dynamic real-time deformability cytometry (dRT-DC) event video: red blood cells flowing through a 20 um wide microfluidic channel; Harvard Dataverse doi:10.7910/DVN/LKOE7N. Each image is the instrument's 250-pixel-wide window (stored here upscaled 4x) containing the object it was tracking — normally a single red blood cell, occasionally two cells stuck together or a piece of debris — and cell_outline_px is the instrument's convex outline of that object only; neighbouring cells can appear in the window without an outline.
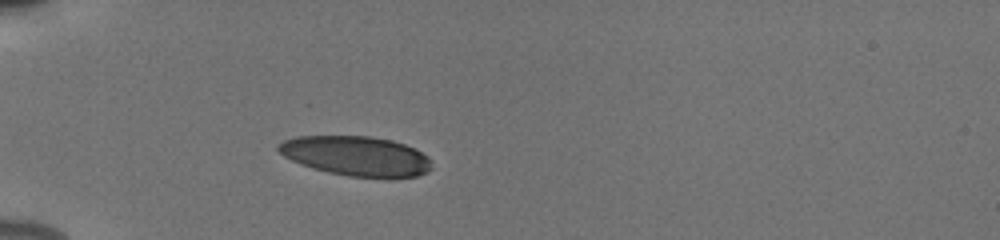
{"species": "human", "species_latin": "Homo sapiens", "temperature_condition": "cold", "stored_images_in_passage": 37, "camera_frame_rate_fps": 3000, "um_per_image_px": 0.085, "donor": {"sex": "male"}, "frame": {"image": 1, "passage_image": 1, "time_ms": 0.0, "image_size_px": [1000, 240], "cell_outline_px": [[432, 168], [428, 172], [416, 176], [348, 176], [328, 172], [312, 168], [300, 164], [284, 156], [276, 148], [284, 140], [296, 136], [368, 136], [392, 140], [404, 144], [428, 156], [432, 160]], "centroid_in_image_um": [30.27, 13.24], "position_along_channel_um": 54.7, "area_um2": 35.08}}
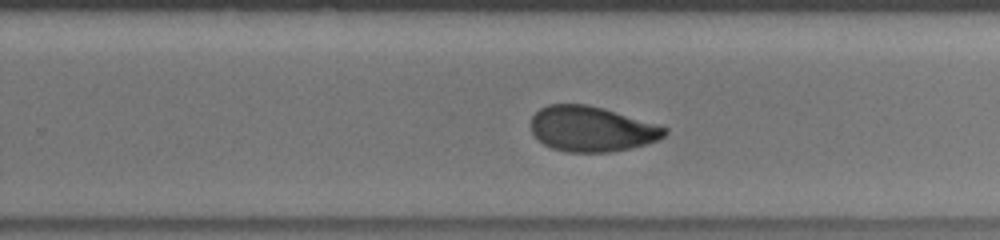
{"frame": {"image": 2, "passage_image": 20, "time_ms": 6.333, "image_size_px": [1000, 240], "cell_outline_px": [[668, 132], [664, 136], [656, 140], [632, 148], [612, 152], [568, 152], [552, 148], [544, 144], [532, 132], [532, 116], [540, 108], [548, 104], [588, 104], [604, 108], [660, 124], [668, 128]], "centroid_in_image_um": [50.33, 10.95], "position_along_channel_um": 279.5, "area_um2": 35.43}}
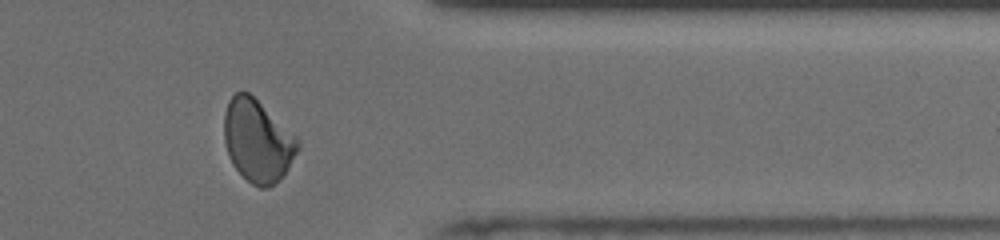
{"frame": {"image": 3, "passage_image": 29, "time_ms": 9.333, "image_size_px": [1000, 240], "cell_outline_px": [[300, 148], [284, 176], [268, 188], [260, 188], [252, 184], [232, 164], [228, 156], [224, 140], [224, 112], [228, 100], [236, 92], [248, 92], [296, 136], [300, 140]], "centroid_in_image_um": [21.9, 11.99], "position_along_channel_um": 389.5, "area_um2": 35.32}, "authors_computed_cell_mechanics": {"area_um2": 36.3562, "velocity_mm_per_s": 3.902, "shape_relaxation_time_tau1_ms": 4.3077, "shape_relaxation_time_tau2_ms": 1.5942, "deformation_change_tau1": 0.1629, "deformation_change_tau2": 0.0626}}